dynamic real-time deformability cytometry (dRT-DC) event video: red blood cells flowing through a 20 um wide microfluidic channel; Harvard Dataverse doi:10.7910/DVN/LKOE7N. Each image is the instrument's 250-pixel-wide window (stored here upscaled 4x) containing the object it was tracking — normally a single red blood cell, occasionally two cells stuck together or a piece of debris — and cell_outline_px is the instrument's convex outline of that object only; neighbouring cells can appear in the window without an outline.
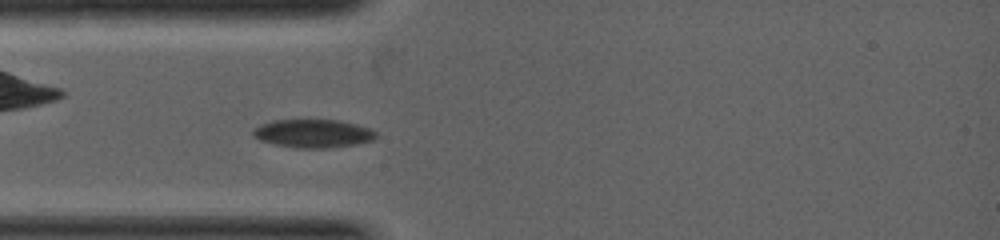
{"species": "common noctule bat (a hibernating species)", "species_latin": "Nyctalus noctula", "temperature_condition": "warm", "stored_images_in_passage": 26, "camera_frame_rate_fps": 5000, "um_per_image_px": 0.085, "animal": {"sex": "female", "body_mass_g": 19.0, "forearm_length_mm": 53.3}, "frame": {"image": 1, "passage_image": 8, "time_ms": 1.6, "image_size_px": [1000, 240], "cell_outline_px": [[376, 136], [372, 140], [356, 144], [324, 148], [300, 148], [276, 144], [260, 140], [252, 136], [252, 128], [260, 124], [272, 120], [340, 120], [372, 128], [376, 132]], "centroid_in_image_um": [26.59, 11.33], "position_along_channel_um": 58.4, "area_um2": 20.29}}
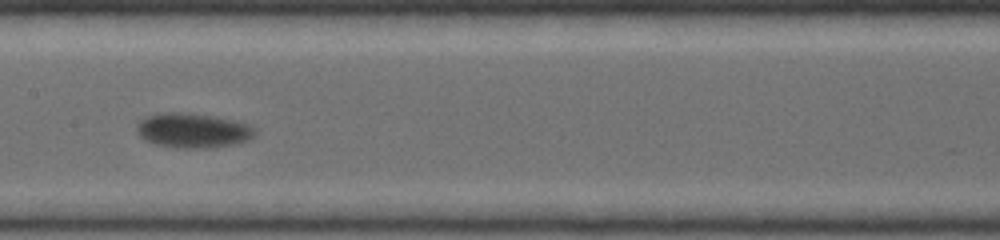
{"frame": {"image": 2, "passage_image": 18, "time_ms": 3.4, "image_size_px": [1000, 240], "cell_outline_px": [[256, 132], [248, 140], [236, 144], [212, 148], [180, 148], [156, 144], [144, 140], [136, 132], [136, 124], [144, 116], [160, 112], [180, 112], [212, 116], [232, 120], [248, 124], [256, 128]], "centroid_in_image_um": [16.36, 11.09], "position_along_channel_um": 191.0, "area_um2": 24.1}}
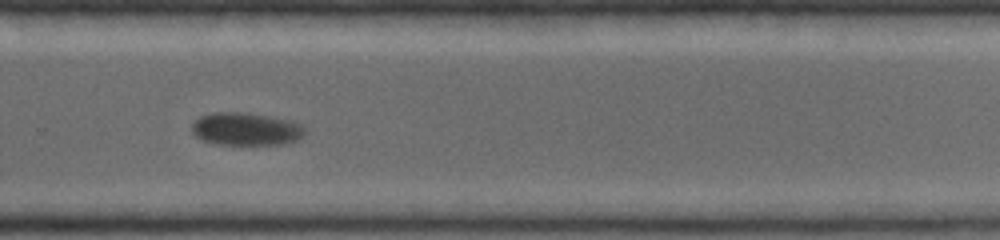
{"frame": {"image": 3, "passage_image": 23, "time_ms": 5.0, "image_size_px": [1000, 240], "cell_outline_px": [[308, 128], [304, 136], [300, 140], [280, 144], [216, 144], [204, 140], [196, 136], [192, 132], [192, 124], [200, 116], [212, 112], [244, 112], [272, 116], [292, 120]], "centroid_in_image_um": [20.97, 10.95], "position_along_channel_um": 308.8, "area_um2": 21.91}}